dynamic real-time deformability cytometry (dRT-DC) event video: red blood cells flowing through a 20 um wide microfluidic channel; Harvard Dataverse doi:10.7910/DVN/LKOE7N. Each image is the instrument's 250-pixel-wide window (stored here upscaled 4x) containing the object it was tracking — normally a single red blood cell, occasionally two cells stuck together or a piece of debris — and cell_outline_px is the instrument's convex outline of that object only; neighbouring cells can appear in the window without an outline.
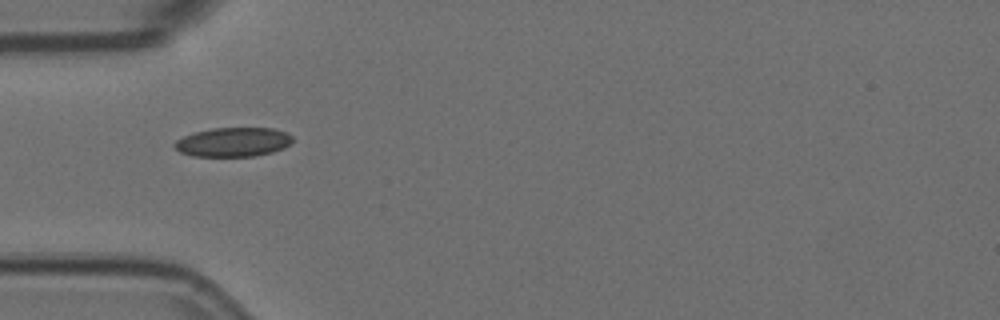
{"species": "Egyptian fruit bat (a non-hibernating species)", "species_latin": "Rousettus aegyptiacus", "temperature_condition": "room temperature", "stored_images_in_passage": 5, "camera_frame_rate_fps": 3000, "um_per_image_px": 0.085, "animal": {"sex": "female"}, "frame": {"image": 1, "passage_image": 5, "time_ms": 1.333, "image_size_px": [1000, 320], "cell_outline_px": [[292, 140], [284, 148], [272, 152], [252, 156], [192, 156], [180, 152], [172, 144], [176, 140], [184, 136], [196, 132], [212, 128], [272, 128], [284, 132], [292, 136]], "centroid_in_image_um": [19.79, 12.07], "position_along_channel_um": 65.2, "area_um2": 19.88}}